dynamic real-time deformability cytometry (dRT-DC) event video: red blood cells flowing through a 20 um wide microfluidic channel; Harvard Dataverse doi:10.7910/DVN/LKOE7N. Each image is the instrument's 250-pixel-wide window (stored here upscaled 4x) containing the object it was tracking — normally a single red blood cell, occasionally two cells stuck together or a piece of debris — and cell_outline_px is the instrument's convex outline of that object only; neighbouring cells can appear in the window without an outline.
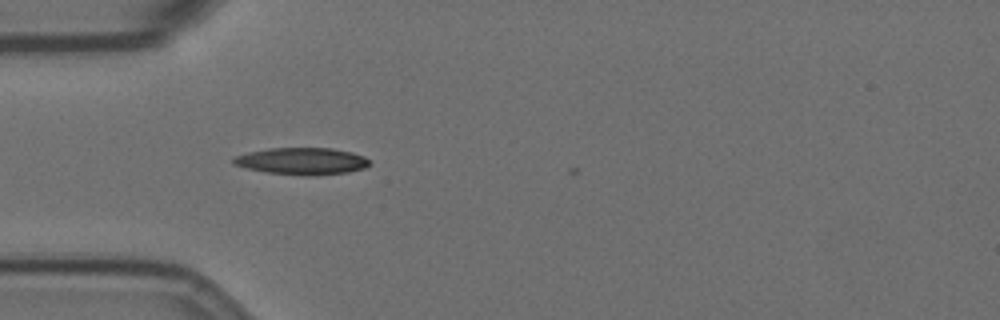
{"species": "Egyptian fruit bat (a non-hibernating species)", "species_latin": "Rousettus aegyptiacus", "temperature_condition": "room temperature", "stored_images_in_passage": 2, "camera_frame_rate_fps": 3000, "um_per_image_px": 0.085, "animal": {"sex": "female"}, "frame": {"image": 1, "passage_image": 1, "time_ms": 0.0, "image_size_px": [1000, 320], "cell_outline_px": [[368, 164], [364, 168], [348, 172], [312, 176], [304, 176], [268, 172], [248, 168], [236, 164], [232, 160], [236, 156], [248, 152], [268, 148], [332, 148], [352, 152], [364, 156], [368, 160]], "centroid_in_image_um": [25.69, 13.69], "position_along_channel_um": 59.3, "area_um2": 21.15}}